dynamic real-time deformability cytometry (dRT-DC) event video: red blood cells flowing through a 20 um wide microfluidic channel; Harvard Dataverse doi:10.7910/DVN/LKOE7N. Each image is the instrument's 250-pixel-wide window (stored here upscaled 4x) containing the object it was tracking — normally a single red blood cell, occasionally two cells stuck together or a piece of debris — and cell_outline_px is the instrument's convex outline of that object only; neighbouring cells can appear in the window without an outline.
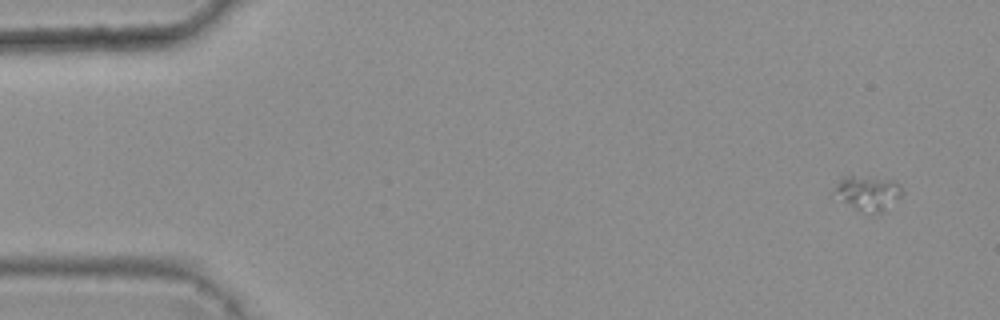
{"species": "common noctule bat (a hibernating species)", "species_latin": "Nyctalus noctula", "temperature_condition": "warm", "stored_images_in_passage": 4, "camera_frame_rate_fps": 3000, "um_per_image_px": 0.085, "animal": {"sex": "female", "body_mass_g": 25.1}, "frame": {"image": 1, "passage_image": 1, "time_ms": 0.0, "image_size_px": [1000, 320], "cell_outline_px": [[904, 192], [900, 196], [880, 212], [872, 212], [856, 208], [832, 192], [832, 188], [840, 176], [852, 176], [892, 180], [900, 184]], "centroid_in_image_um": [73.74, 16.34], "position_along_channel_um": 11.3, "area_um2": 13.12}}
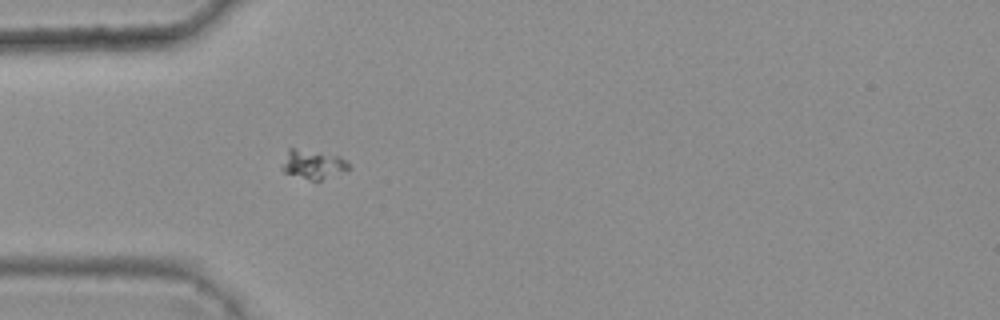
{"frame": {"image": 2, "passage_image": 4, "time_ms": 1.0, "image_size_px": [1000, 320], "cell_outline_px": [[352, 168], [320, 180], [312, 180], [284, 172], [280, 168], [288, 148], [292, 148], [340, 156]], "centroid_in_image_um": [26.58, 13.97], "position_along_channel_um": 58.4, "area_um2": 10.98}}